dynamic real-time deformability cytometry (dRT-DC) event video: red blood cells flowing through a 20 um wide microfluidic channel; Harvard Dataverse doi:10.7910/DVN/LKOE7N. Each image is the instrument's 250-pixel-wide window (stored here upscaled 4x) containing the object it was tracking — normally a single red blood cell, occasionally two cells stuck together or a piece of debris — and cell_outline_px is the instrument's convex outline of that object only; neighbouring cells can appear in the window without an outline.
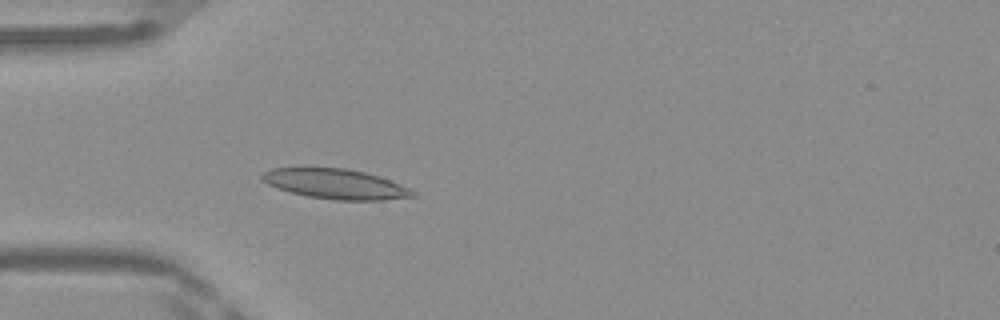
{"species": "Egyptian fruit bat (a non-hibernating species)", "species_latin": "Rousettus aegyptiacus", "temperature_condition": "warm", "stored_images_in_passage": 6, "camera_frame_rate_fps": 3000, "um_per_image_px": 0.085, "frame": {"image": 1, "passage_image": 5, "time_ms": 1.333, "image_size_px": [1000, 320], "cell_outline_px": [[416, 196], [384, 200], [336, 200], [308, 196], [276, 188], [260, 180], [260, 176], [264, 172], [272, 168], [344, 168], [364, 172], [388, 180], [408, 188], [416, 192]], "centroid_in_image_um": [28.48, 15.64], "position_along_channel_um": 56.5, "area_um2": 25.95}}